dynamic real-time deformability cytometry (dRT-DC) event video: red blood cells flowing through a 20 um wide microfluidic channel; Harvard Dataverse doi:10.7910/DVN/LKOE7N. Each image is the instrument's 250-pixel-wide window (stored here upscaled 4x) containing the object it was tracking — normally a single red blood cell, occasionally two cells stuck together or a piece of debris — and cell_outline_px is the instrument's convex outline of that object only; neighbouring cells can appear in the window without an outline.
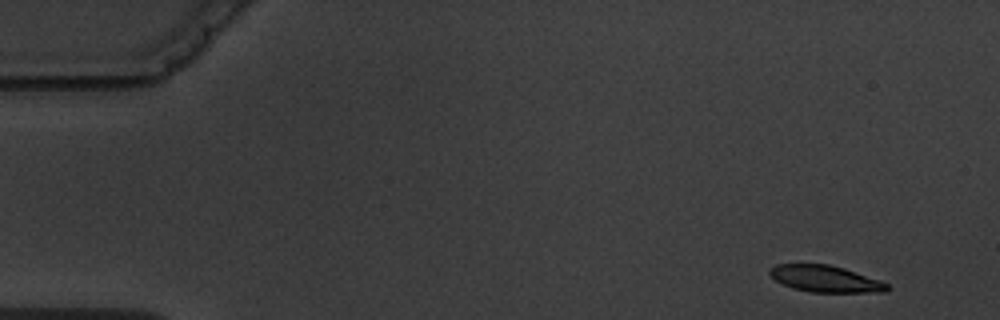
{"species": "common noctule bat (a hibernating species)", "species_latin": "Nyctalus noctula", "temperature_condition": "warm", "stored_images_in_passage": 6, "segment_of_instrument_passage": [2, 2], "camera_frame_rate_fps": 3000, "um_per_image_px": 0.085, "animal": {"sex": "male", "body_mass_g": 19.5, "forearm_length_mm": 54.6}, "frame": {"image": 1, "passage_image": 6, "time_ms": 6.667, "image_size_px": [1000, 320], "cell_outline_px": [[888, 288], [884, 292], [812, 292], [792, 288], [776, 280], [768, 272], [776, 264], [828, 264], [844, 268], [880, 280], [888, 284]], "centroid_in_image_um": [70.16, 23.7], "position_along_channel_um": 14.8, "area_um2": 17.98}}